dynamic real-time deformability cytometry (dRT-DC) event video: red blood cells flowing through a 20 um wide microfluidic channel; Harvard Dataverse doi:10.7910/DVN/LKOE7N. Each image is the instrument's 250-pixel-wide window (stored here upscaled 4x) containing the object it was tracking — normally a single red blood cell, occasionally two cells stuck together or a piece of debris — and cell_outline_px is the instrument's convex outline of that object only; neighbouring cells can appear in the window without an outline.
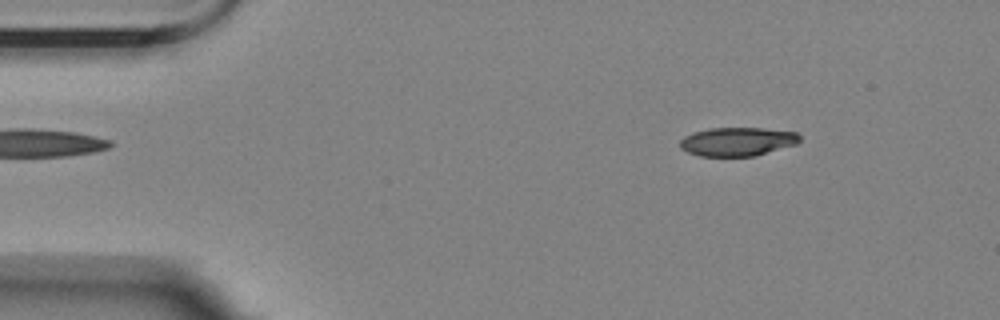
{"species": "Egyptian fruit bat (a non-hibernating species)", "species_latin": "Rousettus aegyptiacus", "temperature_condition": "room temperature", "stored_images_in_passage": 9, "camera_frame_rate_fps": 3000, "um_per_image_px": 0.085, "animal": {"sex": "female"}, "frame": {"image": 1, "passage_image": 1, "time_ms": 0.0, "image_size_px": [1000, 320], "cell_outline_px": [[800, 140], [796, 144], [756, 156], [700, 156], [688, 152], [680, 148], [680, 140], [684, 136], [692, 132], [708, 128], [764, 128], [796, 132], [800, 136]], "centroid_in_image_um": [62.66, 12.03], "position_along_channel_um": 22.3, "area_um2": 20.11}}